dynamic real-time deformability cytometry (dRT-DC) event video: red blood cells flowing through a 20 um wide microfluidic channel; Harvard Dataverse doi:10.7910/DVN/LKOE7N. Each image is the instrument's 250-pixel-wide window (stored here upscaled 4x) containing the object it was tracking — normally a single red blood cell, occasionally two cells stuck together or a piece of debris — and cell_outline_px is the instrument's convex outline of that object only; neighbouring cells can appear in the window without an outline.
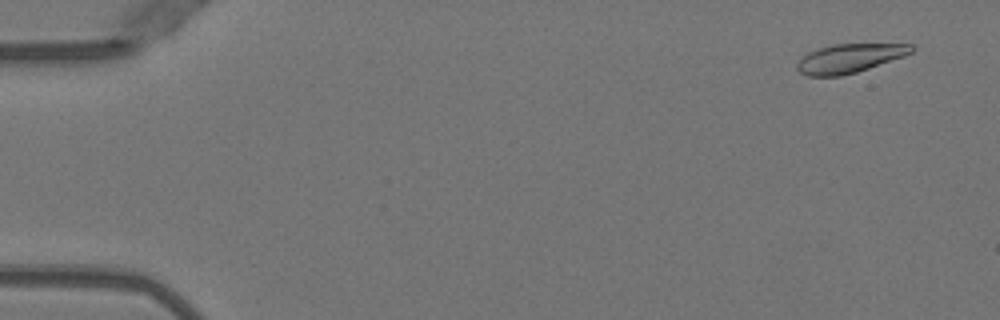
{"species": "Egyptian fruit bat (a non-hibernating species)", "species_latin": "Rousettus aegyptiacus", "temperature_condition": "warm", "stored_images_in_passage": 9, "camera_frame_rate_fps": 3000, "um_per_image_px": 0.085, "animal": {"sex": "female"}, "frame": {"image": 1, "passage_image": 3, "time_ms": 0.667, "image_size_px": [1000, 320], "cell_outline_px": [[916, 48], [912, 52], [904, 56], [856, 72], [840, 76], [808, 76], [800, 72], [796, 68], [796, 64], [800, 56], [808, 52], [832, 44], [912, 44]], "centroid_in_image_um": [72.17, 4.95], "position_along_channel_um": 12.8, "area_um2": 19.25}}